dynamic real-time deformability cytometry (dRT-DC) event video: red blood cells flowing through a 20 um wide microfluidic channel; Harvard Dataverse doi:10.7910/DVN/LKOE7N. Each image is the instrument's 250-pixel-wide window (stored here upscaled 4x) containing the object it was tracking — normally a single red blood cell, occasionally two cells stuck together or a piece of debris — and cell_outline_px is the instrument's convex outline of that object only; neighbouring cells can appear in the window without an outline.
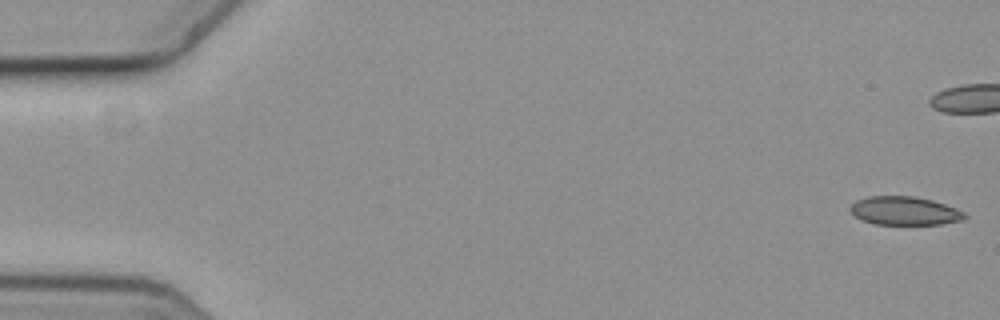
{"species": "common noctule bat (a hibernating species)", "species_latin": "Nyctalus noctula", "temperature_condition": "cold", "stored_images_in_passage": 16, "camera_frame_rate_fps": 3000, "um_per_image_px": 0.085, "animal": {"sex": "female", "body_mass_g": 19.3, "forearm_length_mm": 54.1}, "frame": {"image": 1, "passage_image": 1, "time_ms": 0.0, "image_size_px": [1000, 320], "cell_outline_px": [[968, 216], [960, 220], [940, 224], [876, 224], [860, 220], [848, 208], [856, 200], [868, 196], [912, 196], [932, 200], [956, 208], [964, 212]], "centroid_in_image_um": [76.86, 17.91], "position_along_channel_um": 8.1, "area_um2": 18.9}}
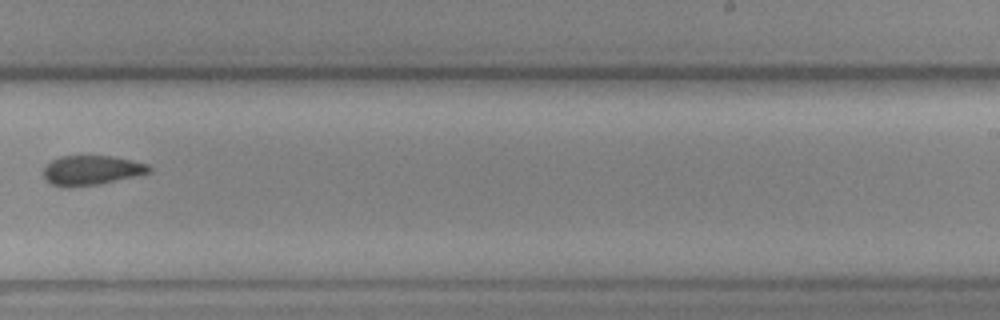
{"frame": {"image": 2, "passage_image": 11, "time_ms": 3.333, "image_size_px": [1000, 320], "cell_outline_px": [[152, 172], [96, 184], [52, 184], [44, 176], [44, 168], [52, 160], [60, 156], [112, 156], [148, 164], [152, 168]], "centroid_in_image_um": [7.84, 14.42], "position_along_channel_um": 281.2, "area_um2": 17.28}}
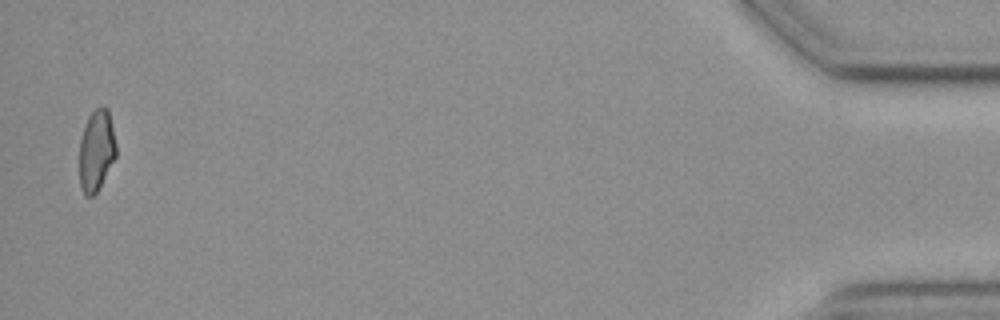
{"frame": {"image": 3, "passage_image": 16, "time_ms": 5.0, "image_size_px": [1000, 320], "cell_outline_px": [[116, 156], [96, 192], [92, 196], [84, 196], [80, 188], [80, 140], [88, 116], [100, 104], [104, 104], [108, 108], [116, 144]], "centroid_in_image_um": [8.19, 12.75], "position_along_channel_um": 427.0, "area_um2": 17.34}}